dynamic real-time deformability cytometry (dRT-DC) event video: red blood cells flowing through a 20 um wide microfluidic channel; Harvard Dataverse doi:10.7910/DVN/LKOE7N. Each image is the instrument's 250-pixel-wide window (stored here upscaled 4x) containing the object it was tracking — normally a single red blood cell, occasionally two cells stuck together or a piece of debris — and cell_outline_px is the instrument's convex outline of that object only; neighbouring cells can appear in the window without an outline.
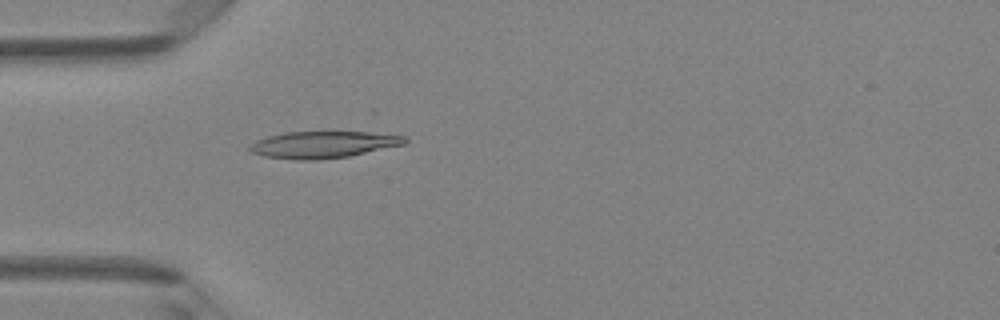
{"species": "Egyptian fruit bat (a non-hibernating species)", "species_latin": "Rousettus aegyptiacus", "temperature_condition": "room temperature", "stored_images_in_passage": 3, "camera_frame_rate_fps": 3000, "um_per_image_px": 0.085, "animal": {"sex": "female"}, "frame": {"image": 1, "passage_image": 3, "time_ms": 0.667, "image_size_px": [1000, 320], "cell_outline_px": [[408, 140], [404, 144], [348, 156], [320, 160], [292, 160], [264, 156], [252, 152], [248, 148], [256, 140], [268, 136], [284, 132], [368, 132], [404, 136]], "centroid_in_image_um": [27.43, 12.29], "position_along_channel_um": 57.6, "area_um2": 24.04}}